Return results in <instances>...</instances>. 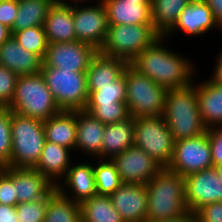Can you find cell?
<instances>
[{"instance_id":"cell-1","label":"cell","mask_w":222,"mask_h":222,"mask_svg":"<svg viewBox=\"0 0 222 222\" xmlns=\"http://www.w3.org/2000/svg\"><path fill=\"white\" fill-rule=\"evenodd\" d=\"M165 40L164 36H160L130 65L167 90L187 87L194 81L195 64L188 57L168 50Z\"/></svg>"},{"instance_id":"cell-2","label":"cell","mask_w":222,"mask_h":222,"mask_svg":"<svg viewBox=\"0 0 222 222\" xmlns=\"http://www.w3.org/2000/svg\"><path fill=\"white\" fill-rule=\"evenodd\" d=\"M148 197L147 218L153 221L170 220L189 210L185 197L184 177L163 167L146 184Z\"/></svg>"},{"instance_id":"cell-3","label":"cell","mask_w":222,"mask_h":222,"mask_svg":"<svg viewBox=\"0 0 222 222\" xmlns=\"http://www.w3.org/2000/svg\"><path fill=\"white\" fill-rule=\"evenodd\" d=\"M184 88L169 89L163 117L174 142L198 137L206 132L199 111L196 82Z\"/></svg>"},{"instance_id":"cell-4","label":"cell","mask_w":222,"mask_h":222,"mask_svg":"<svg viewBox=\"0 0 222 222\" xmlns=\"http://www.w3.org/2000/svg\"><path fill=\"white\" fill-rule=\"evenodd\" d=\"M7 107L13 112L42 121L62 111L41 72L18 77L12 102Z\"/></svg>"},{"instance_id":"cell-5","label":"cell","mask_w":222,"mask_h":222,"mask_svg":"<svg viewBox=\"0 0 222 222\" xmlns=\"http://www.w3.org/2000/svg\"><path fill=\"white\" fill-rule=\"evenodd\" d=\"M11 136L10 167L33 168L46 142L44 121L11 111Z\"/></svg>"},{"instance_id":"cell-6","label":"cell","mask_w":222,"mask_h":222,"mask_svg":"<svg viewBox=\"0 0 222 222\" xmlns=\"http://www.w3.org/2000/svg\"><path fill=\"white\" fill-rule=\"evenodd\" d=\"M126 101L130 116H162L167 89L139 73L130 64L125 69Z\"/></svg>"},{"instance_id":"cell-7","label":"cell","mask_w":222,"mask_h":222,"mask_svg":"<svg viewBox=\"0 0 222 222\" xmlns=\"http://www.w3.org/2000/svg\"><path fill=\"white\" fill-rule=\"evenodd\" d=\"M159 37L153 24L109 25L105 42L99 52L110 57L124 59L130 64Z\"/></svg>"},{"instance_id":"cell-8","label":"cell","mask_w":222,"mask_h":222,"mask_svg":"<svg viewBox=\"0 0 222 222\" xmlns=\"http://www.w3.org/2000/svg\"><path fill=\"white\" fill-rule=\"evenodd\" d=\"M40 72L61 110L85 109L89 96L86 72L61 70L44 64Z\"/></svg>"},{"instance_id":"cell-9","label":"cell","mask_w":222,"mask_h":222,"mask_svg":"<svg viewBox=\"0 0 222 222\" xmlns=\"http://www.w3.org/2000/svg\"><path fill=\"white\" fill-rule=\"evenodd\" d=\"M134 146L143 149L162 167L173 157L174 140L162 116L134 118Z\"/></svg>"},{"instance_id":"cell-10","label":"cell","mask_w":222,"mask_h":222,"mask_svg":"<svg viewBox=\"0 0 222 222\" xmlns=\"http://www.w3.org/2000/svg\"><path fill=\"white\" fill-rule=\"evenodd\" d=\"M211 167L213 160L206 132L198 137L174 142L173 157L168 169L185 177Z\"/></svg>"},{"instance_id":"cell-11","label":"cell","mask_w":222,"mask_h":222,"mask_svg":"<svg viewBox=\"0 0 222 222\" xmlns=\"http://www.w3.org/2000/svg\"><path fill=\"white\" fill-rule=\"evenodd\" d=\"M75 3V4H74ZM73 2V23L77 41L94 46L98 51L103 46L108 33L109 23L103 1L89 6Z\"/></svg>"},{"instance_id":"cell-12","label":"cell","mask_w":222,"mask_h":222,"mask_svg":"<svg viewBox=\"0 0 222 222\" xmlns=\"http://www.w3.org/2000/svg\"><path fill=\"white\" fill-rule=\"evenodd\" d=\"M98 50L85 42H59L48 44L43 64L61 70L87 72Z\"/></svg>"},{"instance_id":"cell-13","label":"cell","mask_w":222,"mask_h":222,"mask_svg":"<svg viewBox=\"0 0 222 222\" xmlns=\"http://www.w3.org/2000/svg\"><path fill=\"white\" fill-rule=\"evenodd\" d=\"M187 208L196 212L206 204L222 202V180L216 167L184 177Z\"/></svg>"},{"instance_id":"cell-14","label":"cell","mask_w":222,"mask_h":222,"mask_svg":"<svg viewBox=\"0 0 222 222\" xmlns=\"http://www.w3.org/2000/svg\"><path fill=\"white\" fill-rule=\"evenodd\" d=\"M122 183L146 185L163 167L141 148L132 146L113 157Z\"/></svg>"},{"instance_id":"cell-15","label":"cell","mask_w":222,"mask_h":222,"mask_svg":"<svg viewBox=\"0 0 222 222\" xmlns=\"http://www.w3.org/2000/svg\"><path fill=\"white\" fill-rule=\"evenodd\" d=\"M215 27V28H214ZM222 30V27L214 18L210 6L205 0H191V2L180 13L177 23L164 36L166 39L179 30L181 33L192 36H204L214 29Z\"/></svg>"},{"instance_id":"cell-16","label":"cell","mask_w":222,"mask_h":222,"mask_svg":"<svg viewBox=\"0 0 222 222\" xmlns=\"http://www.w3.org/2000/svg\"><path fill=\"white\" fill-rule=\"evenodd\" d=\"M124 222H144L147 218L146 185L123 183L109 195Z\"/></svg>"},{"instance_id":"cell-17","label":"cell","mask_w":222,"mask_h":222,"mask_svg":"<svg viewBox=\"0 0 222 222\" xmlns=\"http://www.w3.org/2000/svg\"><path fill=\"white\" fill-rule=\"evenodd\" d=\"M73 163L61 180L64 183H58L56 189L62 195L80 204L97 194L93 163L86 161Z\"/></svg>"},{"instance_id":"cell-18","label":"cell","mask_w":222,"mask_h":222,"mask_svg":"<svg viewBox=\"0 0 222 222\" xmlns=\"http://www.w3.org/2000/svg\"><path fill=\"white\" fill-rule=\"evenodd\" d=\"M14 187L18 204L46 198L56 186L34 168L14 167Z\"/></svg>"},{"instance_id":"cell-19","label":"cell","mask_w":222,"mask_h":222,"mask_svg":"<svg viewBox=\"0 0 222 222\" xmlns=\"http://www.w3.org/2000/svg\"><path fill=\"white\" fill-rule=\"evenodd\" d=\"M109 25L153 24L151 1L102 0Z\"/></svg>"},{"instance_id":"cell-20","label":"cell","mask_w":222,"mask_h":222,"mask_svg":"<svg viewBox=\"0 0 222 222\" xmlns=\"http://www.w3.org/2000/svg\"><path fill=\"white\" fill-rule=\"evenodd\" d=\"M48 44L76 41L73 4L54 2L43 24Z\"/></svg>"},{"instance_id":"cell-21","label":"cell","mask_w":222,"mask_h":222,"mask_svg":"<svg viewBox=\"0 0 222 222\" xmlns=\"http://www.w3.org/2000/svg\"><path fill=\"white\" fill-rule=\"evenodd\" d=\"M105 124L85 110H77L75 152L82 151L86 158L101 159L102 139Z\"/></svg>"},{"instance_id":"cell-22","label":"cell","mask_w":222,"mask_h":222,"mask_svg":"<svg viewBox=\"0 0 222 222\" xmlns=\"http://www.w3.org/2000/svg\"><path fill=\"white\" fill-rule=\"evenodd\" d=\"M42 64L40 56L23 48L13 36L0 46V65L18 76L37 74Z\"/></svg>"},{"instance_id":"cell-23","label":"cell","mask_w":222,"mask_h":222,"mask_svg":"<svg viewBox=\"0 0 222 222\" xmlns=\"http://www.w3.org/2000/svg\"><path fill=\"white\" fill-rule=\"evenodd\" d=\"M71 154V149L46 141L40 158L33 168L56 186L72 164Z\"/></svg>"},{"instance_id":"cell-24","label":"cell","mask_w":222,"mask_h":222,"mask_svg":"<svg viewBox=\"0 0 222 222\" xmlns=\"http://www.w3.org/2000/svg\"><path fill=\"white\" fill-rule=\"evenodd\" d=\"M201 120L206 128L222 127V86L209 79L196 82Z\"/></svg>"},{"instance_id":"cell-25","label":"cell","mask_w":222,"mask_h":222,"mask_svg":"<svg viewBox=\"0 0 222 222\" xmlns=\"http://www.w3.org/2000/svg\"><path fill=\"white\" fill-rule=\"evenodd\" d=\"M134 117L106 124L103 132L101 159H112L134 146Z\"/></svg>"},{"instance_id":"cell-26","label":"cell","mask_w":222,"mask_h":222,"mask_svg":"<svg viewBox=\"0 0 222 222\" xmlns=\"http://www.w3.org/2000/svg\"><path fill=\"white\" fill-rule=\"evenodd\" d=\"M127 65L124 59L110 57L98 51L86 72L88 92L97 90V86L110 85L111 81H116Z\"/></svg>"},{"instance_id":"cell-27","label":"cell","mask_w":222,"mask_h":222,"mask_svg":"<svg viewBox=\"0 0 222 222\" xmlns=\"http://www.w3.org/2000/svg\"><path fill=\"white\" fill-rule=\"evenodd\" d=\"M77 131V110H62L44 121L46 141L58 144L74 151Z\"/></svg>"},{"instance_id":"cell-28","label":"cell","mask_w":222,"mask_h":222,"mask_svg":"<svg viewBox=\"0 0 222 222\" xmlns=\"http://www.w3.org/2000/svg\"><path fill=\"white\" fill-rule=\"evenodd\" d=\"M191 0H151L154 30L165 36L177 23L180 13Z\"/></svg>"},{"instance_id":"cell-29","label":"cell","mask_w":222,"mask_h":222,"mask_svg":"<svg viewBox=\"0 0 222 222\" xmlns=\"http://www.w3.org/2000/svg\"><path fill=\"white\" fill-rule=\"evenodd\" d=\"M54 2L55 0H18V13L11 33L34 26H43Z\"/></svg>"},{"instance_id":"cell-30","label":"cell","mask_w":222,"mask_h":222,"mask_svg":"<svg viewBox=\"0 0 222 222\" xmlns=\"http://www.w3.org/2000/svg\"><path fill=\"white\" fill-rule=\"evenodd\" d=\"M82 222H124L109 195H94L80 203Z\"/></svg>"},{"instance_id":"cell-31","label":"cell","mask_w":222,"mask_h":222,"mask_svg":"<svg viewBox=\"0 0 222 222\" xmlns=\"http://www.w3.org/2000/svg\"><path fill=\"white\" fill-rule=\"evenodd\" d=\"M44 222H82L80 204L62 195L55 188L48 195Z\"/></svg>"},{"instance_id":"cell-32","label":"cell","mask_w":222,"mask_h":222,"mask_svg":"<svg viewBox=\"0 0 222 222\" xmlns=\"http://www.w3.org/2000/svg\"><path fill=\"white\" fill-rule=\"evenodd\" d=\"M96 160L93 170L97 194L110 195L123 184L120 175L111 159Z\"/></svg>"},{"instance_id":"cell-33","label":"cell","mask_w":222,"mask_h":222,"mask_svg":"<svg viewBox=\"0 0 222 222\" xmlns=\"http://www.w3.org/2000/svg\"><path fill=\"white\" fill-rule=\"evenodd\" d=\"M125 101L126 81L124 71L116 81H111L110 85L97 86V90L90 92L86 105H107Z\"/></svg>"},{"instance_id":"cell-34","label":"cell","mask_w":222,"mask_h":222,"mask_svg":"<svg viewBox=\"0 0 222 222\" xmlns=\"http://www.w3.org/2000/svg\"><path fill=\"white\" fill-rule=\"evenodd\" d=\"M12 36L23 48L44 59L48 42L43 26L14 31Z\"/></svg>"},{"instance_id":"cell-35","label":"cell","mask_w":222,"mask_h":222,"mask_svg":"<svg viewBox=\"0 0 222 222\" xmlns=\"http://www.w3.org/2000/svg\"><path fill=\"white\" fill-rule=\"evenodd\" d=\"M84 110L105 125L123 121L130 117L128 106L125 102H114L107 105H86Z\"/></svg>"},{"instance_id":"cell-36","label":"cell","mask_w":222,"mask_h":222,"mask_svg":"<svg viewBox=\"0 0 222 222\" xmlns=\"http://www.w3.org/2000/svg\"><path fill=\"white\" fill-rule=\"evenodd\" d=\"M12 154L11 110L0 106V166H10Z\"/></svg>"},{"instance_id":"cell-37","label":"cell","mask_w":222,"mask_h":222,"mask_svg":"<svg viewBox=\"0 0 222 222\" xmlns=\"http://www.w3.org/2000/svg\"><path fill=\"white\" fill-rule=\"evenodd\" d=\"M48 196L44 199L16 205L19 222H44Z\"/></svg>"},{"instance_id":"cell-38","label":"cell","mask_w":222,"mask_h":222,"mask_svg":"<svg viewBox=\"0 0 222 222\" xmlns=\"http://www.w3.org/2000/svg\"><path fill=\"white\" fill-rule=\"evenodd\" d=\"M0 204L9 206L18 204L14 187V167H4L0 171Z\"/></svg>"},{"instance_id":"cell-39","label":"cell","mask_w":222,"mask_h":222,"mask_svg":"<svg viewBox=\"0 0 222 222\" xmlns=\"http://www.w3.org/2000/svg\"><path fill=\"white\" fill-rule=\"evenodd\" d=\"M18 75L0 65V106H8L13 99Z\"/></svg>"},{"instance_id":"cell-40","label":"cell","mask_w":222,"mask_h":222,"mask_svg":"<svg viewBox=\"0 0 222 222\" xmlns=\"http://www.w3.org/2000/svg\"><path fill=\"white\" fill-rule=\"evenodd\" d=\"M211 154L213 167L222 165V127H210L206 129Z\"/></svg>"},{"instance_id":"cell-41","label":"cell","mask_w":222,"mask_h":222,"mask_svg":"<svg viewBox=\"0 0 222 222\" xmlns=\"http://www.w3.org/2000/svg\"><path fill=\"white\" fill-rule=\"evenodd\" d=\"M195 213L197 222H222V202L206 204Z\"/></svg>"},{"instance_id":"cell-42","label":"cell","mask_w":222,"mask_h":222,"mask_svg":"<svg viewBox=\"0 0 222 222\" xmlns=\"http://www.w3.org/2000/svg\"><path fill=\"white\" fill-rule=\"evenodd\" d=\"M18 13V0H2L0 5V24L10 30Z\"/></svg>"},{"instance_id":"cell-43","label":"cell","mask_w":222,"mask_h":222,"mask_svg":"<svg viewBox=\"0 0 222 222\" xmlns=\"http://www.w3.org/2000/svg\"><path fill=\"white\" fill-rule=\"evenodd\" d=\"M0 222H19L16 206L0 204Z\"/></svg>"},{"instance_id":"cell-44","label":"cell","mask_w":222,"mask_h":222,"mask_svg":"<svg viewBox=\"0 0 222 222\" xmlns=\"http://www.w3.org/2000/svg\"><path fill=\"white\" fill-rule=\"evenodd\" d=\"M216 57V64L213 69L214 71L212 72L211 77L208 79L216 85L222 86V50Z\"/></svg>"},{"instance_id":"cell-45","label":"cell","mask_w":222,"mask_h":222,"mask_svg":"<svg viewBox=\"0 0 222 222\" xmlns=\"http://www.w3.org/2000/svg\"><path fill=\"white\" fill-rule=\"evenodd\" d=\"M210 6L215 20L222 27V0H205Z\"/></svg>"},{"instance_id":"cell-46","label":"cell","mask_w":222,"mask_h":222,"mask_svg":"<svg viewBox=\"0 0 222 222\" xmlns=\"http://www.w3.org/2000/svg\"><path fill=\"white\" fill-rule=\"evenodd\" d=\"M144 222H197L196 213L188 211L183 216L170 220L153 221L146 219Z\"/></svg>"},{"instance_id":"cell-47","label":"cell","mask_w":222,"mask_h":222,"mask_svg":"<svg viewBox=\"0 0 222 222\" xmlns=\"http://www.w3.org/2000/svg\"><path fill=\"white\" fill-rule=\"evenodd\" d=\"M12 36L11 30L0 24V46Z\"/></svg>"},{"instance_id":"cell-48","label":"cell","mask_w":222,"mask_h":222,"mask_svg":"<svg viewBox=\"0 0 222 222\" xmlns=\"http://www.w3.org/2000/svg\"><path fill=\"white\" fill-rule=\"evenodd\" d=\"M85 1L89 2V0H55V2H61V3H71V2L73 3V2H85ZM97 1H102V0H97Z\"/></svg>"},{"instance_id":"cell-49","label":"cell","mask_w":222,"mask_h":222,"mask_svg":"<svg viewBox=\"0 0 222 222\" xmlns=\"http://www.w3.org/2000/svg\"><path fill=\"white\" fill-rule=\"evenodd\" d=\"M222 180V165L216 167Z\"/></svg>"},{"instance_id":"cell-50","label":"cell","mask_w":222,"mask_h":222,"mask_svg":"<svg viewBox=\"0 0 222 222\" xmlns=\"http://www.w3.org/2000/svg\"><path fill=\"white\" fill-rule=\"evenodd\" d=\"M127 1H151V0H127Z\"/></svg>"}]
</instances>
